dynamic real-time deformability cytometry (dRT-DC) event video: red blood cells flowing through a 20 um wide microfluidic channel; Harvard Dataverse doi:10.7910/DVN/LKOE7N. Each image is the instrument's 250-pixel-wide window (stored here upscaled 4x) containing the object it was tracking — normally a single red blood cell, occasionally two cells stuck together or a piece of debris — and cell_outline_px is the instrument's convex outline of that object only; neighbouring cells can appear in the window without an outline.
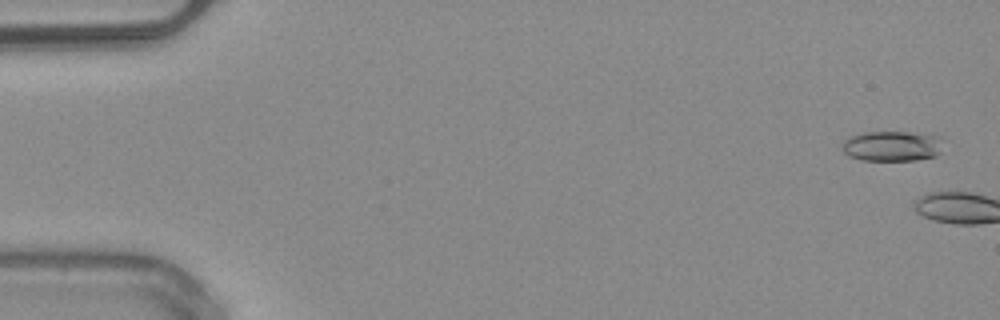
{"species": "common noctule bat (a hibernating species)", "species_latin": "Nyctalus noctula", "temperature_condition": "warm", "stored_images_in_passage": 4, "camera_frame_rate_fps": 3000, "um_per_image_px": 0.085, "animal": {"sex": "male", "body_mass_g": 20.4}, "frame": {"image": 1, "passage_image": 2, "time_ms": 0.333, "image_size_px": [1000, 320], "cell_outline_px": [[940, 152], [936, 156], [916, 160], [860, 160], [848, 156], [844, 152], [844, 140], [848, 136], [860, 132], [908, 132], [936, 136]], "centroid_in_image_um": [75.73, 12.42], "position_along_channel_um": 9.3, "area_um2": 17.51}}